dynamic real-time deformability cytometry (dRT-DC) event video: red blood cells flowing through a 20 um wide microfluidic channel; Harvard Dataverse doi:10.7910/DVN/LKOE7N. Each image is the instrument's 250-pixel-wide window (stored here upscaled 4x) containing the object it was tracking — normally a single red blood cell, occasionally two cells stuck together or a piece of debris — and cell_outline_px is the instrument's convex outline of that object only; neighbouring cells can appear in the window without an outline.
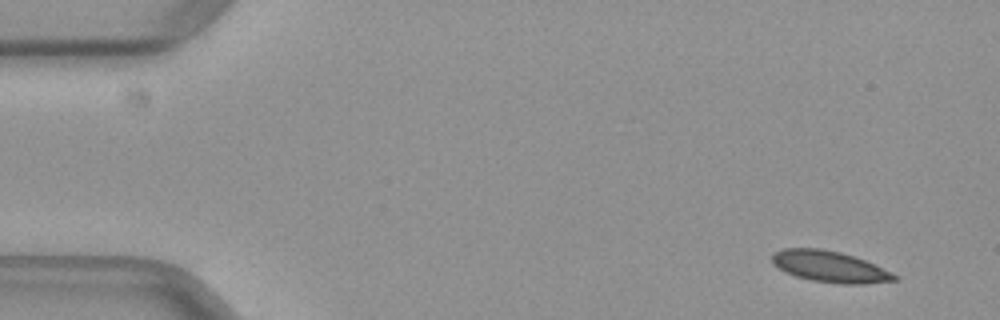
{"species": "common noctule bat (a hibernating species)", "species_latin": "Nyctalus noctula", "temperature_condition": "warm", "stored_images_in_passage": 48, "camera_frame_rate_fps": 3000, "um_per_image_px": 0.085, "animal": {"sex": "female", "body_mass_g": 29.2, "forearm_length_mm": 56.3}, "frame": {"image": 1, "passage_image": 1, "time_ms": 0.0, "image_size_px": [1000, 320], "cell_outline_px": [[900, 280], [864, 284], [840, 284], [812, 280], [796, 276], [784, 272], [772, 264], [772, 252], [784, 248], [820, 248], [840, 252], [864, 260], [900, 276]], "centroid_in_image_um": [70.52, 22.67], "position_along_channel_um": 14.5, "area_um2": 22.37}}
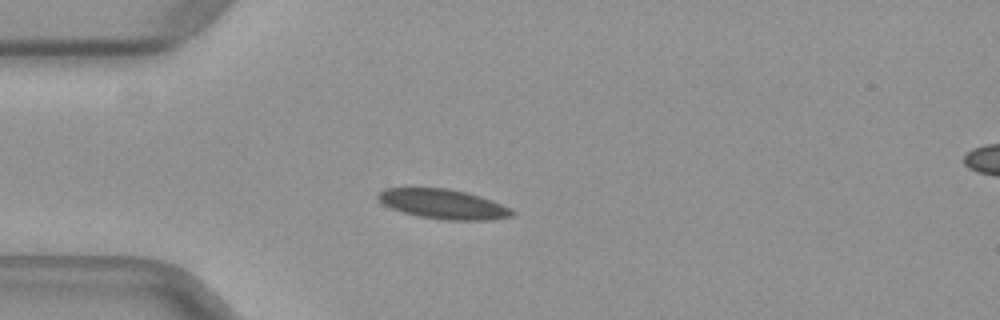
{"frame": {"image": 2, "passage_image": 11, "time_ms": 3.333, "image_size_px": [1000, 320], "cell_outline_px": [[516, 212], [512, 216], [492, 220], [444, 220], [416, 216], [400, 212], [376, 200], [376, 192], [384, 188], [448, 188], [468, 192], [492, 200], [512, 208]], "centroid_in_image_um": [37.66, 17.34], "position_along_channel_um": 47.3, "area_um2": 23.64}}